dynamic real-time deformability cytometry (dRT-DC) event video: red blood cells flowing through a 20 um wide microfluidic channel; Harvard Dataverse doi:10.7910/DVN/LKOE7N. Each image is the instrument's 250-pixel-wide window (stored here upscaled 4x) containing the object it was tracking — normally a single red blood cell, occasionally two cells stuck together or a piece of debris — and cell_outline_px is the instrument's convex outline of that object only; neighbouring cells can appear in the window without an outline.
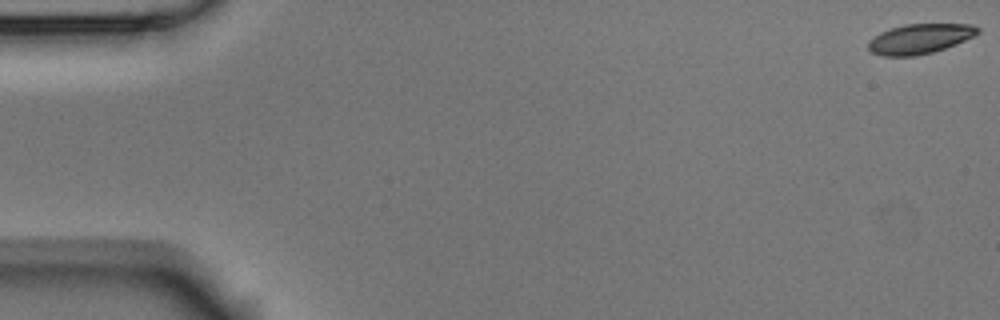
{"species": "Egyptian fruit bat (a non-hibernating species)", "species_latin": "Rousettus aegyptiacus", "temperature_condition": "room temperature", "stored_images_in_passage": 54, "camera_frame_rate_fps": 3000, "um_per_image_px": 0.085, "animal": {"sex": "male"}, "frame": {"image": 1, "passage_image": 1, "time_ms": 0.0, "image_size_px": [1000, 320], "cell_outline_px": [[980, 32], [956, 44], [932, 52], [916, 56], [880, 56], [872, 52], [868, 48], [868, 40], [880, 32], [904, 24], [972, 24], [980, 28]], "centroid_in_image_um": [78.16, 3.3], "position_along_channel_um": 6.8, "area_um2": 19.02}}
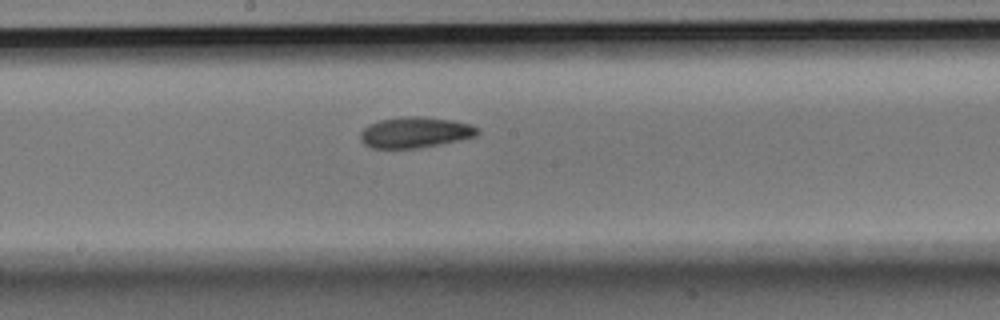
{"frame": {"image": 2, "passage_image": 29, "time_ms": 9.333, "image_size_px": [1000, 320], "cell_outline_px": [[480, 132], [476, 136], [416, 148], [368, 148], [360, 140], [360, 132], [368, 124], [380, 120], [408, 116], [420, 116], [452, 120], [472, 124]], "centroid_in_image_um": [35.23, 11.25], "position_along_channel_um": 213.0, "area_um2": 20.87}}
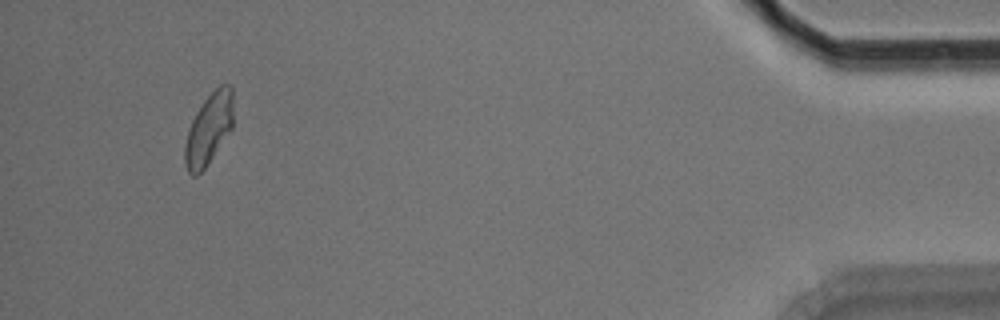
{"frame": {"image": 3, "passage_image": 51, "time_ms": 16.667, "image_size_px": [1000, 320], "cell_outline_px": [[232, 128], [204, 168], [196, 176], [192, 176], [188, 172], [184, 164], [184, 144], [188, 128], [196, 112], [204, 100], [220, 84], [228, 84], [232, 88]], "centroid_in_image_um": [17.71, 10.97], "position_along_channel_um": 417.5, "area_um2": 19.88}, "authors_computed_cell_mechanics": {"area_um2": 20.3456, "velocity_mm_per_s": 3.7602, "shape_relaxation_time_tau1_ms": 4.8376, "shape_relaxation_time_tau2_ms": 3.0932, "deformation_change_tau1": 0.1433, "deformation_change_tau2": 0.0894}}